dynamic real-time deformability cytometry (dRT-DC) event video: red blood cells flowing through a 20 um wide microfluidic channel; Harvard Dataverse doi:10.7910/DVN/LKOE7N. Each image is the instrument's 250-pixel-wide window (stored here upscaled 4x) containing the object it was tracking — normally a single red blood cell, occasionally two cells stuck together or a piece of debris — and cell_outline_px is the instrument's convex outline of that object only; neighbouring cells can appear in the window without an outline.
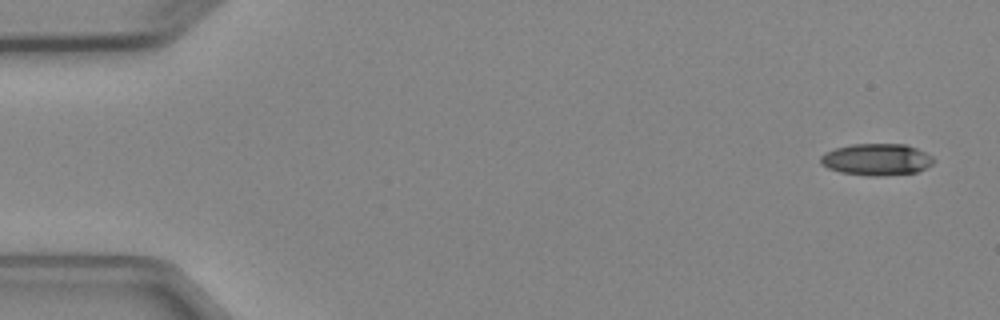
{"species": "Egyptian fruit bat (a non-hibernating species)", "species_latin": "Rousettus aegyptiacus", "temperature_condition": "cold", "stored_images_in_passage": 7, "camera_frame_rate_fps": 3000, "um_per_image_px": 0.085, "animal": {"sex": "female"}, "frame": {"image": 1, "passage_image": 1, "time_ms": 0.0, "image_size_px": [1000, 320], "cell_outline_px": [[936, 160], [932, 164], [916, 172], [884, 176], [868, 176], [840, 172], [828, 168], [820, 164], [820, 156], [824, 152], [836, 148], [852, 144], [904, 144], [916, 148], [932, 156]], "centroid_in_image_um": [74.49, 13.56], "position_along_channel_um": 10.5, "area_um2": 20.98}}
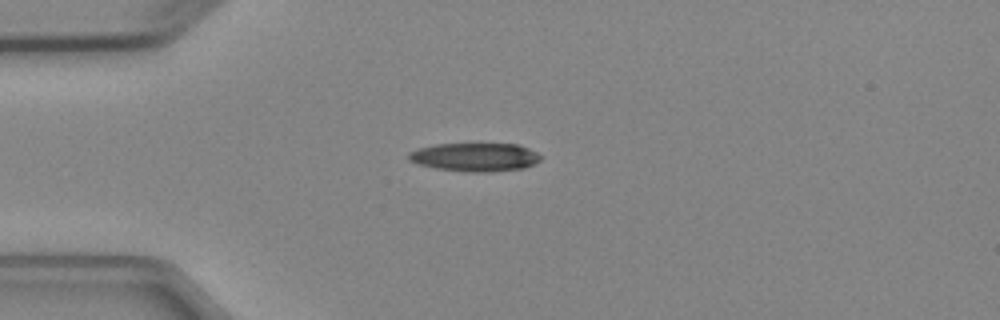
{"frame": {"image": 2, "passage_image": 4, "time_ms": 3.667, "image_size_px": [1000, 320], "cell_outline_px": [[540, 160], [524, 168], [488, 172], [472, 172], [436, 168], [420, 164], [408, 160], [408, 152], [416, 148], [436, 144], [516, 144], [528, 148], [536, 152], [540, 156]], "centroid_in_image_um": [40.34, 13.35], "position_along_channel_um": 44.7, "area_um2": 21.73}}